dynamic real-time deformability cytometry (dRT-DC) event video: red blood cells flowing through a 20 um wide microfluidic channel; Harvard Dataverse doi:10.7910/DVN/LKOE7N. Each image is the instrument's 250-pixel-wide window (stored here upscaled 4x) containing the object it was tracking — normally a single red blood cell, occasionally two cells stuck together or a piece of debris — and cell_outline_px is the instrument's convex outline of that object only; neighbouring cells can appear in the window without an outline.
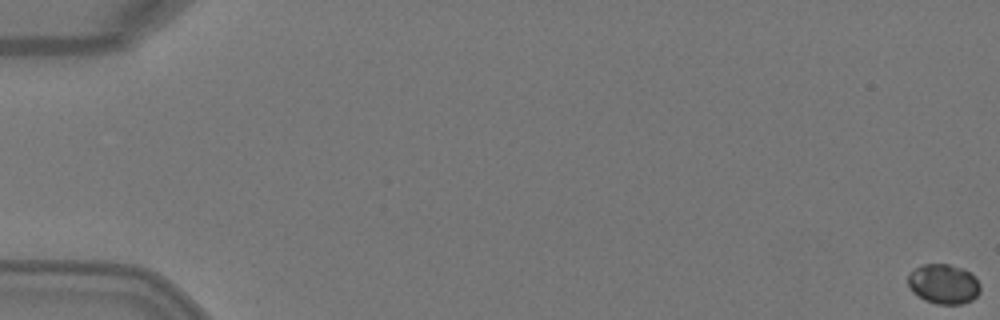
{"species": "Egyptian fruit bat (a non-hibernating species)", "species_latin": "Rousettus aegyptiacus", "temperature_condition": "warm", "stored_images_in_passage": 6, "camera_frame_rate_fps": 3000, "um_per_image_px": 0.085, "animal": {"sex": "female"}, "frame": {"image": 1, "passage_image": 1, "time_ms": 0.0, "image_size_px": [1000, 320], "cell_outline_px": [[980, 292], [972, 300], [960, 304], [936, 304], [924, 300], [912, 292], [908, 284], [908, 276], [920, 264], [948, 264], [964, 268], [980, 284]], "centroid_in_image_um": [80.19, 24.14], "position_along_channel_um": 4.8, "area_um2": 16.7}}
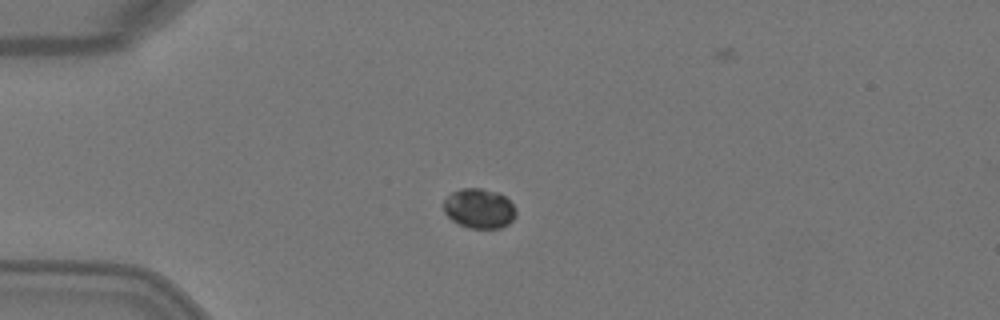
{"frame": {"image": 2, "passage_image": 4, "time_ms": 1.0, "image_size_px": [1000, 320], "cell_outline_px": [[516, 216], [508, 224], [500, 228], [468, 228], [452, 220], [444, 212], [444, 200], [452, 192], [460, 188], [480, 188], [496, 192], [504, 196], [516, 208]], "centroid_in_image_um": [40.73, 17.72], "position_along_channel_um": 44.3, "area_um2": 16.7}}